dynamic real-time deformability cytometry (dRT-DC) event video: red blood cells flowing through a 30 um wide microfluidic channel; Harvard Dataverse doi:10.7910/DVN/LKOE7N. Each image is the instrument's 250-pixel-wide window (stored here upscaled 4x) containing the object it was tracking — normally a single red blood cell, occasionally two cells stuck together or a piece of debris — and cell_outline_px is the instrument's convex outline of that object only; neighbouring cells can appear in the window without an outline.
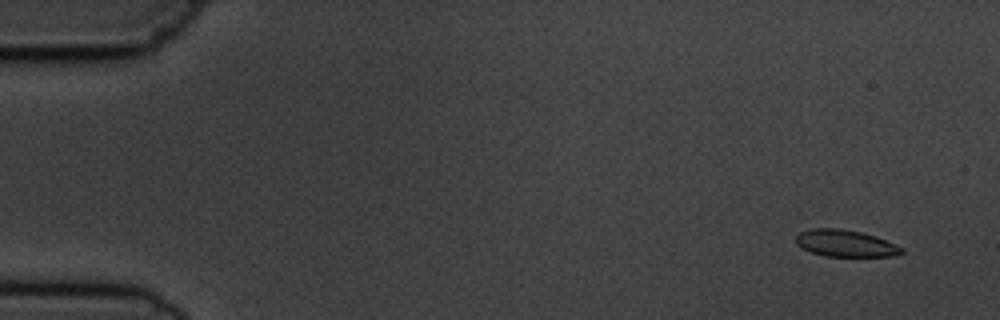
{"species": "common noctule bat (a hibernating species)", "species_latin": "Nyctalus noctula", "temperature_condition": "cold", "stored_images_in_passage": 5, "camera_frame_rate_fps": 3000, "um_per_image_px": 0.085, "animal": {"sex": "male", "body_mass_g": 19.5, "forearm_length_mm": 54.6}, "frame": {"image": 1, "passage_image": 1, "time_ms": 0.0, "image_size_px": [1000, 320], "cell_outline_px": [[904, 252], [892, 256], [824, 256], [812, 252], [796, 244], [796, 236], [800, 232], [812, 228], [840, 228], [860, 232], [876, 236], [896, 244], [904, 248]], "centroid_in_image_um": [71.88, 20.68], "position_along_channel_um": 13.1, "area_um2": 16.47}}
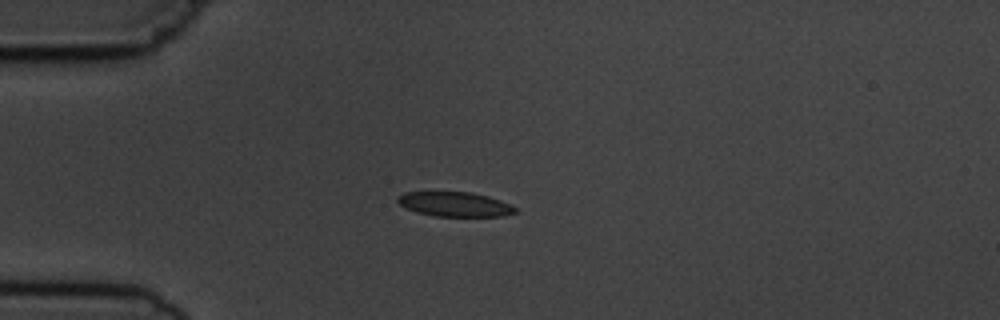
{"frame": {"image": 2, "passage_image": 4, "time_ms": 3.667, "image_size_px": [1000, 320], "cell_outline_px": [[516, 212], [504, 216], [436, 216], [416, 212], [400, 204], [396, 200], [396, 196], [404, 192], [472, 192], [488, 196], [512, 204], [516, 208]], "centroid_in_image_um": [38.67, 17.35], "position_along_channel_um": 46.3, "area_um2": 16.88}}